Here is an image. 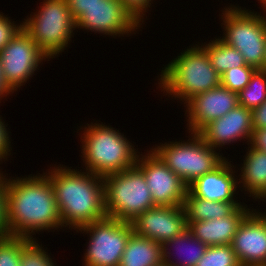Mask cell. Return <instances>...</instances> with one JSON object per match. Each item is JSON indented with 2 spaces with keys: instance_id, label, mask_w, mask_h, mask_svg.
Masks as SVG:
<instances>
[{
  "instance_id": "9a60e30c",
  "label": "cell",
  "mask_w": 266,
  "mask_h": 266,
  "mask_svg": "<svg viewBox=\"0 0 266 266\" xmlns=\"http://www.w3.org/2000/svg\"><path fill=\"white\" fill-rule=\"evenodd\" d=\"M238 106V93L221 85L191 98L185 105L187 133H198L209 122Z\"/></svg>"
},
{
  "instance_id": "7402d4cb",
  "label": "cell",
  "mask_w": 266,
  "mask_h": 266,
  "mask_svg": "<svg viewBox=\"0 0 266 266\" xmlns=\"http://www.w3.org/2000/svg\"><path fill=\"white\" fill-rule=\"evenodd\" d=\"M241 202H219L193 197L188 191L185 198V211L187 222L220 219L230 216Z\"/></svg>"
},
{
  "instance_id": "ac0fdd59",
  "label": "cell",
  "mask_w": 266,
  "mask_h": 266,
  "mask_svg": "<svg viewBox=\"0 0 266 266\" xmlns=\"http://www.w3.org/2000/svg\"><path fill=\"white\" fill-rule=\"evenodd\" d=\"M251 208L244 204L225 218L187 222V229L207 246L230 245L239 224Z\"/></svg>"
},
{
  "instance_id": "52a82bcc",
  "label": "cell",
  "mask_w": 266,
  "mask_h": 266,
  "mask_svg": "<svg viewBox=\"0 0 266 266\" xmlns=\"http://www.w3.org/2000/svg\"><path fill=\"white\" fill-rule=\"evenodd\" d=\"M107 217L132 222L156 206L144 174L136 167L103 177Z\"/></svg>"
},
{
  "instance_id": "1f68e13d",
  "label": "cell",
  "mask_w": 266,
  "mask_h": 266,
  "mask_svg": "<svg viewBox=\"0 0 266 266\" xmlns=\"http://www.w3.org/2000/svg\"><path fill=\"white\" fill-rule=\"evenodd\" d=\"M103 0H66L73 19L76 21L90 7L101 3Z\"/></svg>"
},
{
  "instance_id": "74e56055",
  "label": "cell",
  "mask_w": 266,
  "mask_h": 266,
  "mask_svg": "<svg viewBox=\"0 0 266 266\" xmlns=\"http://www.w3.org/2000/svg\"><path fill=\"white\" fill-rule=\"evenodd\" d=\"M258 1H260L258 3L261 4L262 9H266V0H258Z\"/></svg>"
},
{
  "instance_id": "d4e9b609",
  "label": "cell",
  "mask_w": 266,
  "mask_h": 266,
  "mask_svg": "<svg viewBox=\"0 0 266 266\" xmlns=\"http://www.w3.org/2000/svg\"><path fill=\"white\" fill-rule=\"evenodd\" d=\"M34 237L30 239L21 249L20 266H57L56 261L52 260L48 254L47 247L43 248L42 244ZM55 262V263H54Z\"/></svg>"
},
{
  "instance_id": "6da1fadb",
  "label": "cell",
  "mask_w": 266,
  "mask_h": 266,
  "mask_svg": "<svg viewBox=\"0 0 266 266\" xmlns=\"http://www.w3.org/2000/svg\"><path fill=\"white\" fill-rule=\"evenodd\" d=\"M5 197L9 235L33 239L36 233L64 228L50 178L44 171L22 178L5 173Z\"/></svg>"
},
{
  "instance_id": "44dd1931",
  "label": "cell",
  "mask_w": 266,
  "mask_h": 266,
  "mask_svg": "<svg viewBox=\"0 0 266 266\" xmlns=\"http://www.w3.org/2000/svg\"><path fill=\"white\" fill-rule=\"evenodd\" d=\"M163 264L162 244L133 232L119 266H159Z\"/></svg>"
},
{
  "instance_id": "ffe728a7",
  "label": "cell",
  "mask_w": 266,
  "mask_h": 266,
  "mask_svg": "<svg viewBox=\"0 0 266 266\" xmlns=\"http://www.w3.org/2000/svg\"><path fill=\"white\" fill-rule=\"evenodd\" d=\"M207 247L206 244L198 240L186 229L180 235L162 244L163 263L169 266H196ZM172 248L175 249L173 250ZM171 249L173 252H171ZM174 251L177 252L174 253ZM176 255H178V258H176Z\"/></svg>"
},
{
  "instance_id": "e0dca14e",
  "label": "cell",
  "mask_w": 266,
  "mask_h": 266,
  "mask_svg": "<svg viewBox=\"0 0 266 266\" xmlns=\"http://www.w3.org/2000/svg\"><path fill=\"white\" fill-rule=\"evenodd\" d=\"M228 161L229 159L226 158L213 171L195 179L188 185L187 191L193 197L205 200L240 202L236 197L239 195L238 175H236L238 171L236 165L234 167L233 162Z\"/></svg>"
},
{
  "instance_id": "d6986e66",
  "label": "cell",
  "mask_w": 266,
  "mask_h": 266,
  "mask_svg": "<svg viewBox=\"0 0 266 266\" xmlns=\"http://www.w3.org/2000/svg\"><path fill=\"white\" fill-rule=\"evenodd\" d=\"M243 156V163L239 164L241 173L238 175L239 190L253 199L266 185V152L254 148L250 143ZM241 165V166H240ZM242 183V184H241Z\"/></svg>"
},
{
  "instance_id": "484cf974",
  "label": "cell",
  "mask_w": 266,
  "mask_h": 266,
  "mask_svg": "<svg viewBox=\"0 0 266 266\" xmlns=\"http://www.w3.org/2000/svg\"><path fill=\"white\" fill-rule=\"evenodd\" d=\"M196 266H240L231 245L208 246Z\"/></svg>"
},
{
  "instance_id": "277c9868",
  "label": "cell",
  "mask_w": 266,
  "mask_h": 266,
  "mask_svg": "<svg viewBox=\"0 0 266 266\" xmlns=\"http://www.w3.org/2000/svg\"><path fill=\"white\" fill-rule=\"evenodd\" d=\"M200 45L192 44L183 50L163 65L157 77L158 89L168 98L180 100L183 105L194 96L220 85L221 75L213 68L207 52Z\"/></svg>"
},
{
  "instance_id": "2e32d148",
  "label": "cell",
  "mask_w": 266,
  "mask_h": 266,
  "mask_svg": "<svg viewBox=\"0 0 266 266\" xmlns=\"http://www.w3.org/2000/svg\"><path fill=\"white\" fill-rule=\"evenodd\" d=\"M253 131L252 111L238 104L223 117L209 122L198 134L212 148L221 152L223 146L238 141L247 140L245 143L248 145Z\"/></svg>"
},
{
  "instance_id": "60d3db41",
  "label": "cell",
  "mask_w": 266,
  "mask_h": 266,
  "mask_svg": "<svg viewBox=\"0 0 266 266\" xmlns=\"http://www.w3.org/2000/svg\"><path fill=\"white\" fill-rule=\"evenodd\" d=\"M159 266H169V265H166V264L163 263V264H161V265H159Z\"/></svg>"
},
{
  "instance_id": "836d02e7",
  "label": "cell",
  "mask_w": 266,
  "mask_h": 266,
  "mask_svg": "<svg viewBox=\"0 0 266 266\" xmlns=\"http://www.w3.org/2000/svg\"><path fill=\"white\" fill-rule=\"evenodd\" d=\"M252 123L253 129H264L266 128V101L252 110Z\"/></svg>"
},
{
  "instance_id": "4dcf8cb0",
  "label": "cell",
  "mask_w": 266,
  "mask_h": 266,
  "mask_svg": "<svg viewBox=\"0 0 266 266\" xmlns=\"http://www.w3.org/2000/svg\"><path fill=\"white\" fill-rule=\"evenodd\" d=\"M7 125L8 124L5 123L2 115H0V164L9 160L8 158L10 157L12 151L10 140L11 137L9 134L11 133V131H8L9 128H6Z\"/></svg>"
},
{
  "instance_id": "5bb4252c",
  "label": "cell",
  "mask_w": 266,
  "mask_h": 266,
  "mask_svg": "<svg viewBox=\"0 0 266 266\" xmlns=\"http://www.w3.org/2000/svg\"><path fill=\"white\" fill-rule=\"evenodd\" d=\"M133 231L142 237L163 244L187 229L184 205L159 206L141 213L132 222Z\"/></svg>"
},
{
  "instance_id": "8fae6325",
  "label": "cell",
  "mask_w": 266,
  "mask_h": 266,
  "mask_svg": "<svg viewBox=\"0 0 266 266\" xmlns=\"http://www.w3.org/2000/svg\"><path fill=\"white\" fill-rule=\"evenodd\" d=\"M136 167L144 174L155 205H184L188 186L152 149L139 153Z\"/></svg>"
},
{
  "instance_id": "ba28073f",
  "label": "cell",
  "mask_w": 266,
  "mask_h": 266,
  "mask_svg": "<svg viewBox=\"0 0 266 266\" xmlns=\"http://www.w3.org/2000/svg\"><path fill=\"white\" fill-rule=\"evenodd\" d=\"M186 137L187 141L160 142L151 149L188 186L198 177L213 171L226 157L219 151L217 153L198 133L190 132Z\"/></svg>"
},
{
  "instance_id": "8992f818",
  "label": "cell",
  "mask_w": 266,
  "mask_h": 266,
  "mask_svg": "<svg viewBox=\"0 0 266 266\" xmlns=\"http://www.w3.org/2000/svg\"><path fill=\"white\" fill-rule=\"evenodd\" d=\"M40 4L22 21V28L51 60L72 42L76 22L66 0H43Z\"/></svg>"
},
{
  "instance_id": "cb8c5ba5",
  "label": "cell",
  "mask_w": 266,
  "mask_h": 266,
  "mask_svg": "<svg viewBox=\"0 0 266 266\" xmlns=\"http://www.w3.org/2000/svg\"><path fill=\"white\" fill-rule=\"evenodd\" d=\"M266 101V70L256 69L249 83L238 93V104L249 110L258 108Z\"/></svg>"
},
{
  "instance_id": "f546056e",
  "label": "cell",
  "mask_w": 266,
  "mask_h": 266,
  "mask_svg": "<svg viewBox=\"0 0 266 266\" xmlns=\"http://www.w3.org/2000/svg\"><path fill=\"white\" fill-rule=\"evenodd\" d=\"M153 1L155 0H120L124 7L140 24H144V21L146 20L144 17L146 16V13H148L149 8L152 7Z\"/></svg>"
},
{
  "instance_id": "30bf717a",
  "label": "cell",
  "mask_w": 266,
  "mask_h": 266,
  "mask_svg": "<svg viewBox=\"0 0 266 266\" xmlns=\"http://www.w3.org/2000/svg\"><path fill=\"white\" fill-rule=\"evenodd\" d=\"M43 61H50L49 57L23 28L0 51L2 75L6 85L14 93L36 75L34 72L39 70Z\"/></svg>"
},
{
  "instance_id": "83f0119b",
  "label": "cell",
  "mask_w": 266,
  "mask_h": 266,
  "mask_svg": "<svg viewBox=\"0 0 266 266\" xmlns=\"http://www.w3.org/2000/svg\"><path fill=\"white\" fill-rule=\"evenodd\" d=\"M255 70L254 67L249 65L231 68L220 76V85L230 91L239 93L249 83Z\"/></svg>"
},
{
  "instance_id": "603a6c76",
  "label": "cell",
  "mask_w": 266,
  "mask_h": 266,
  "mask_svg": "<svg viewBox=\"0 0 266 266\" xmlns=\"http://www.w3.org/2000/svg\"><path fill=\"white\" fill-rule=\"evenodd\" d=\"M210 41L202 43L201 47L207 52L211 65L220 75L231 68L247 65L237 49L216 37Z\"/></svg>"
},
{
  "instance_id": "4fadbf2b",
  "label": "cell",
  "mask_w": 266,
  "mask_h": 266,
  "mask_svg": "<svg viewBox=\"0 0 266 266\" xmlns=\"http://www.w3.org/2000/svg\"><path fill=\"white\" fill-rule=\"evenodd\" d=\"M259 211L244 217L230 244L240 266H266V210Z\"/></svg>"
},
{
  "instance_id": "7c38bea8",
  "label": "cell",
  "mask_w": 266,
  "mask_h": 266,
  "mask_svg": "<svg viewBox=\"0 0 266 266\" xmlns=\"http://www.w3.org/2000/svg\"><path fill=\"white\" fill-rule=\"evenodd\" d=\"M75 22L76 29L113 38L135 35L140 27L143 28L120 0H103L85 10Z\"/></svg>"
},
{
  "instance_id": "4316f807",
  "label": "cell",
  "mask_w": 266,
  "mask_h": 266,
  "mask_svg": "<svg viewBox=\"0 0 266 266\" xmlns=\"http://www.w3.org/2000/svg\"><path fill=\"white\" fill-rule=\"evenodd\" d=\"M29 240L11 235L0 238V266H20L21 249Z\"/></svg>"
},
{
  "instance_id": "e575fe53",
  "label": "cell",
  "mask_w": 266,
  "mask_h": 266,
  "mask_svg": "<svg viewBox=\"0 0 266 266\" xmlns=\"http://www.w3.org/2000/svg\"><path fill=\"white\" fill-rule=\"evenodd\" d=\"M250 144L259 150L266 152V128L254 129Z\"/></svg>"
},
{
  "instance_id": "5b68a950",
  "label": "cell",
  "mask_w": 266,
  "mask_h": 266,
  "mask_svg": "<svg viewBox=\"0 0 266 266\" xmlns=\"http://www.w3.org/2000/svg\"><path fill=\"white\" fill-rule=\"evenodd\" d=\"M237 5L231 4L221 10L219 17L221 16L224 36L218 38L237 49L247 65L264 70L266 9H262L264 14L262 12L259 14Z\"/></svg>"
},
{
  "instance_id": "7a4b0ae2",
  "label": "cell",
  "mask_w": 266,
  "mask_h": 266,
  "mask_svg": "<svg viewBox=\"0 0 266 266\" xmlns=\"http://www.w3.org/2000/svg\"><path fill=\"white\" fill-rule=\"evenodd\" d=\"M61 165L44 173L50 178L63 227L77 230L107 217L103 177Z\"/></svg>"
},
{
  "instance_id": "8d00e7d4",
  "label": "cell",
  "mask_w": 266,
  "mask_h": 266,
  "mask_svg": "<svg viewBox=\"0 0 266 266\" xmlns=\"http://www.w3.org/2000/svg\"><path fill=\"white\" fill-rule=\"evenodd\" d=\"M258 199V200H257ZM260 199V200H259ZM254 201H258V204H259V201H262L266 203V185L265 187L262 189V191L255 197V199H253Z\"/></svg>"
},
{
  "instance_id": "3957f363",
  "label": "cell",
  "mask_w": 266,
  "mask_h": 266,
  "mask_svg": "<svg viewBox=\"0 0 266 266\" xmlns=\"http://www.w3.org/2000/svg\"><path fill=\"white\" fill-rule=\"evenodd\" d=\"M79 128L78 132L84 129L79 137L82 143L81 160L85 167H81L83 170L105 177L136 166L139 148L136 150L132 141L119 132L121 130L97 121L87 123L84 127L80 125Z\"/></svg>"
},
{
  "instance_id": "f35d334b",
  "label": "cell",
  "mask_w": 266,
  "mask_h": 266,
  "mask_svg": "<svg viewBox=\"0 0 266 266\" xmlns=\"http://www.w3.org/2000/svg\"><path fill=\"white\" fill-rule=\"evenodd\" d=\"M264 70H266V48H265V55H264Z\"/></svg>"
},
{
  "instance_id": "ab89813d",
  "label": "cell",
  "mask_w": 266,
  "mask_h": 266,
  "mask_svg": "<svg viewBox=\"0 0 266 266\" xmlns=\"http://www.w3.org/2000/svg\"><path fill=\"white\" fill-rule=\"evenodd\" d=\"M2 169H3V168H0V179H1V178L3 177V175H4V174H3L4 171H2Z\"/></svg>"
},
{
  "instance_id": "f1b7e54d",
  "label": "cell",
  "mask_w": 266,
  "mask_h": 266,
  "mask_svg": "<svg viewBox=\"0 0 266 266\" xmlns=\"http://www.w3.org/2000/svg\"><path fill=\"white\" fill-rule=\"evenodd\" d=\"M7 15L0 12V51L16 36L22 29V21L17 23L12 22Z\"/></svg>"
},
{
  "instance_id": "d6a6232c",
  "label": "cell",
  "mask_w": 266,
  "mask_h": 266,
  "mask_svg": "<svg viewBox=\"0 0 266 266\" xmlns=\"http://www.w3.org/2000/svg\"><path fill=\"white\" fill-rule=\"evenodd\" d=\"M6 221L5 173L0 179V238L8 236Z\"/></svg>"
},
{
  "instance_id": "d590c367",
  "label": "cell",
  "mask_w": 266,
  "mask_h": 266,
  "mask_svg": "<svg viewBox=\"0 0 266 266\" xmlns=\"http://www.w3.org/2000/svg\"><path fill=\"white\" fill-rule=\"evenodd\" d=\"M13 93L14 92L6 85L4 81L0 64V103L4 97V99L7 100L6 97H9V95L11 96Z\"/></svg>"
},
{
  "instance_id": "9c48e42d",
  "label": "cell",
  "mask_w": 266,
  "mask_h": 266,
  "mask_svg": "<svg viewBox=\"0 0 266 266\" xmlns=\"http://www.w3.org/2000/svg\"><path fill=\"white\" fill-rule=\"evenodd\" d=\"M89 236L82 266H119L130 235L132 223L110 217L75 230Z\"/></svg>"
}]
</instances>
